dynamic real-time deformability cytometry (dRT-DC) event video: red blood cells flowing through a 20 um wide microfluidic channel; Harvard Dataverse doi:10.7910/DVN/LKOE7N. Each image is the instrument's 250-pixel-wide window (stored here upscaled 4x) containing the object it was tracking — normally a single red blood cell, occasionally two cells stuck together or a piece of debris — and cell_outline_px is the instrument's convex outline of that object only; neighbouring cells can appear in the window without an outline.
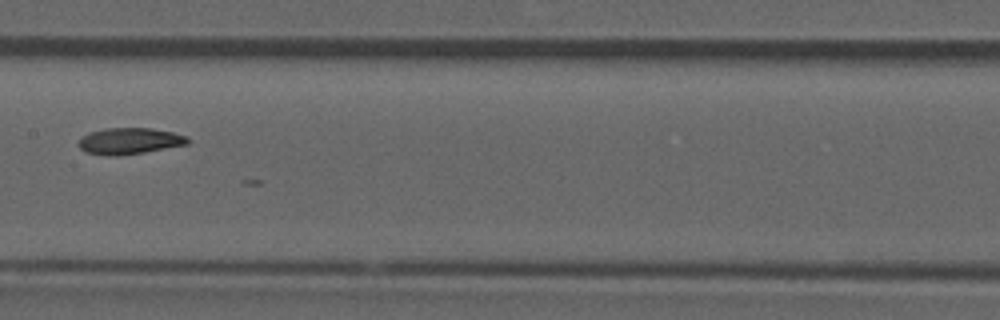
{"species": "common noctule bat (a hibernating species)", "species_latin": "Nyctalus noctula", "temperature_condition": "room temperature", "stored_images_in_passage": 6, "camera_frame_rate_fps": 3000, "um_per_image_px": 0.085, "animal": {"sex": "male", "forearm_length_mm": 52.5}, "frame": {"image": 1, "passage_image": 6, "time_ms": 1.667, "image_size_px": [1000, 320], "cell_outline_px": [[188, 144], [144, 152], [120, 156], [108, 156], [84, 152], [80, 148], [80, 136], [88, 132], [104, 128], [152, 128], [172, 132], [188, 136]], "centroid_in_image_um": [10.97, 11.98], "position_along_channel_um": 196.4, "area_um2": 16.88}}